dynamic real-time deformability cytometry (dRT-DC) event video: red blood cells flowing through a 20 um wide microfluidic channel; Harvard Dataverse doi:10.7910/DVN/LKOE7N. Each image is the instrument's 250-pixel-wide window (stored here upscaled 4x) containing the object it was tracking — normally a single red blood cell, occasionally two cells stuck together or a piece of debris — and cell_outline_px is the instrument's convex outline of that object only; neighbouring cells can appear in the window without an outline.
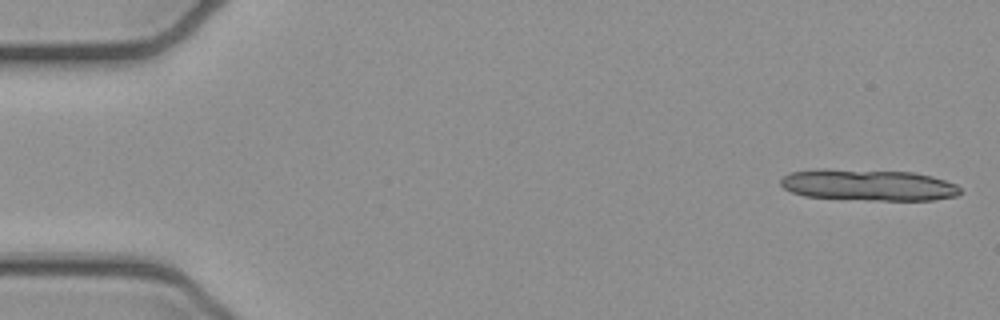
{"species": "common noctule bat (a hibernating species)", "species_latin": "Nyctalus noctula", "temperature_condition": "cold", "stored_images_in_passage": 12, "camera_frame_rate_fps": 3000, "um_per_image_px": 0.085, "animal": {"sex": "female", "body_mass_g": 21.9}, "frame": {"image": 1, "passage_image": 1, "time_ms": 0.0, "image_size_px": [1000, 320], "cell_outline_px": [[960, 192], [956, 196], [932, 200], [868, 200], [804, 196], [792, 192], [784, 188], [780, 184], [780, 180], [784, 176], [792, 172], [816, 168], [828, 168], [912, 172], [932, 176], [956, 184], [960, 188]], "centroid_in_image_um": [73.78, 15.71], "position_along_channel_um": 11.2, "area_um2": 33.0}}